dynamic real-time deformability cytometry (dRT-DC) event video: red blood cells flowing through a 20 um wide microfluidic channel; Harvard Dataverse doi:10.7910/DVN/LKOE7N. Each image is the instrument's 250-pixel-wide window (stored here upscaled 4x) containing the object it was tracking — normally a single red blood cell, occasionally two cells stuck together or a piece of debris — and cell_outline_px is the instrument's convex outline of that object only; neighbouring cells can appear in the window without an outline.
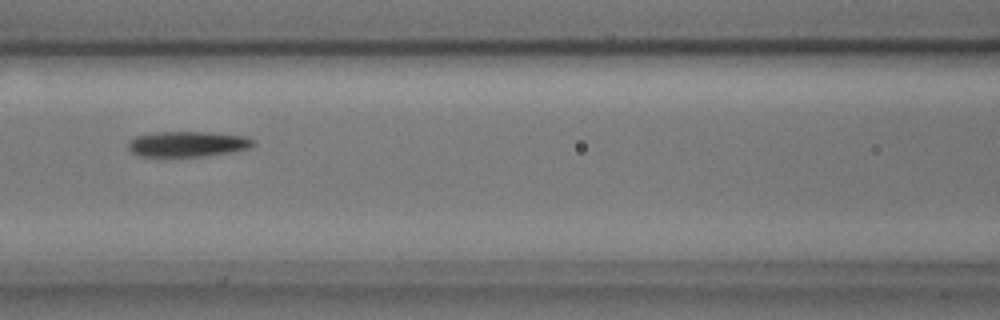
{"species": "common noctule bat (a hibernating species)", "species_latin": "Nyctalus noctula", "temperature_condition": "cold", "stored_images_in_passage": 7, "camera_frame_rate_fps": 3000, "um_per_image_px": 0.085, "animal": {"sex": "male", "body_mass_g": 17.9, "forearm_length_mm": 54.2}, "frame": {"image": 1, "passage_image": 3, "time_ms": 0.667, "image_size_px": [1000, 320], "cell_outline_px": [[256, 144], [248, 148], [232, 152], [200, 156], [140, 156], [132, 152], [128, 148], [128, 140], [136, 136], [156, 132], [212, 132], [244, 136], [256, 140]], "centroid_in_image_um": [15.96, 12.23], "position_along_channel_um": 150.6, "area_um2": 18.55}}
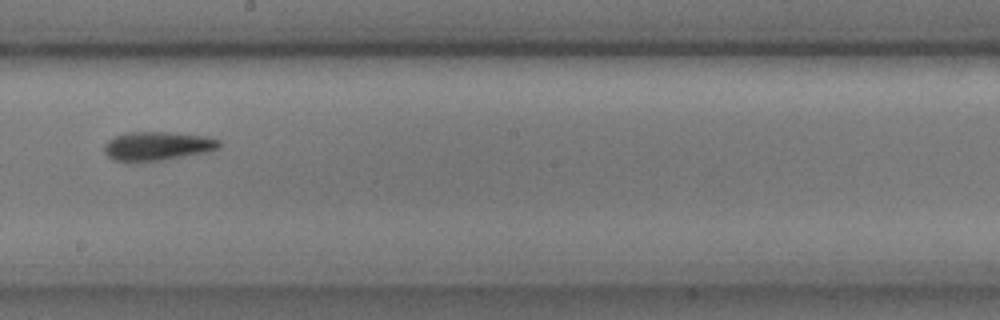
{"frame": {"image": 2, "passage_image": 5, "time_ms": 1.333, "image_size_px": [1000, 320], "cell_outline_px": [[220, 148], [204, 152], [164, 160], [128, 164], [112, 160], [104, 152], [104, 144], [108, 140], [116, 136], [128, 132], [168, 132], [204, 136], [220, 140]], "centroid_in_image_um": [13.3, 12.45], "position_along_channel_um": 234.9, "area_um2": 19.65}}
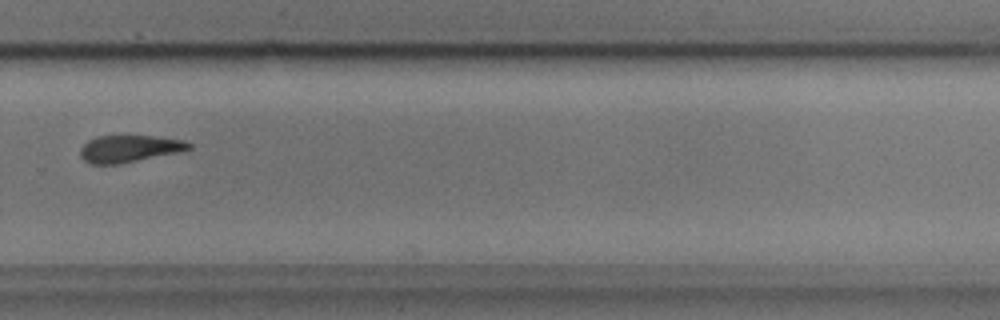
{"frame": {"image": 3, "passage_image": 7, "time_ms": 2.0, "image_size_px": [1000, 320], "cell_outline_px": [[192, 148], [180, 152], [120, 164], [92, 164], [84, 160], [80, 156], [80, 148], [88, 140], [96, 136], [156, 136], [184, 140], [192, 144]], "centroid_in_image_um": [11.0, 12.64], "position_along_channel_um": 318.8, "area_um2": 17.22}}